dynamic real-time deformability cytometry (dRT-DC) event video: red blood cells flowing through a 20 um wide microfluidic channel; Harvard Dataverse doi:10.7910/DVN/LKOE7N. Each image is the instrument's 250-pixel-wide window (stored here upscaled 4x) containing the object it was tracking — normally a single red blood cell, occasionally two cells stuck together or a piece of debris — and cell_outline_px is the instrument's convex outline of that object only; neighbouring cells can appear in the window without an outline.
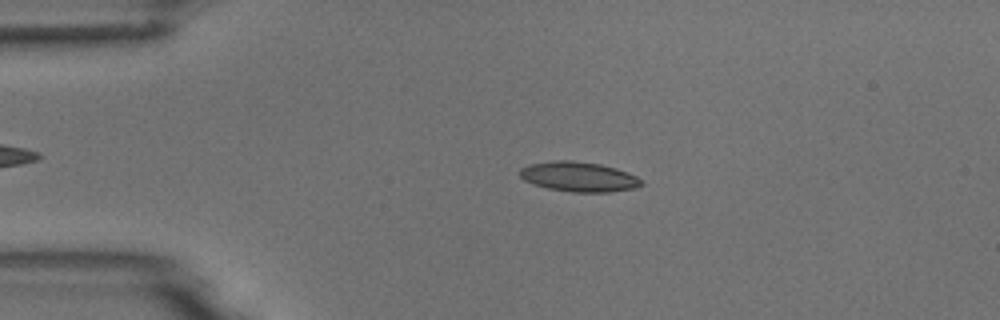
{"species": "common noctule bat (a hibernating species)", "species_latin": "Nyctalus noctula", "temperature_condition": "room temperature", "stored_images_in_passage": 4, "camera_frame_rate_fps": 3000, "um_per_image_px": 0.085, "animal": {"sex": "male", "body_mass_g": 18.8}, "frame": {"image": 1, "passage_image": 3, "time_ms": 2.333, "image_size_px": [1000, 320], "cell_outline_px": [[644, 184], [632, 188], [608, 192], [572, 192], [548, 188], [524, 180], [520, 176], [520, 168], [528, 164], [556, 160], [572, 160], [600, 164], [616, 168], [628, 172], [644, 180]], "centroid_in_image_um": [49.21, 15.01], "position_along_channel_um": 35.8, "area_um2": 21.1}}